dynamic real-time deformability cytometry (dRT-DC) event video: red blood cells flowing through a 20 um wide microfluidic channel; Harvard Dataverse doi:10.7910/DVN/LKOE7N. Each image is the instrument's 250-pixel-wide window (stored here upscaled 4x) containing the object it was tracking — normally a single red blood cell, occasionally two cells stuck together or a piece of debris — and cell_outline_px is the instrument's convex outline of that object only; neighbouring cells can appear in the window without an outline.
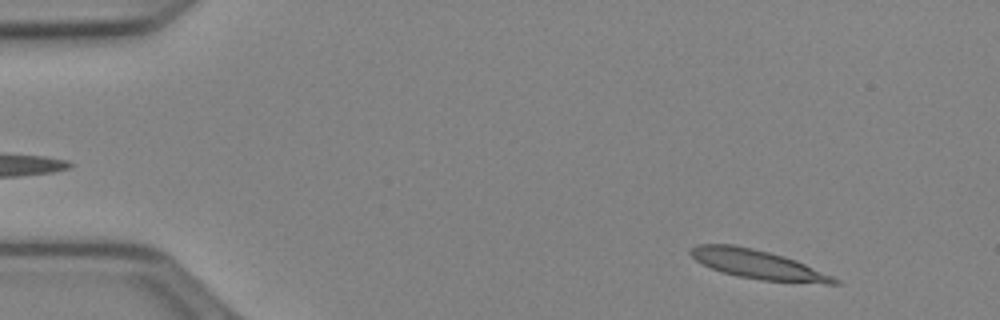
{"species": "Egyptian fruit bat (a non-hibernating species)", "species_latin": "Rousettus aegyptiacus", "temperature_condition": "cold", "stored_images_in_passage": 11, "camera_frame_rate_fps": 3000, "um_per_image_px": 0.085, "animal": {"sex": "female"}, "frame": {"image": 1, "passage_image": 4, "time_ms": 1.0, "image_size_px": [1000, 320], "cell_outline_px": [[840, 284], [828, 284], [764, 280], [736, 276], [720, 272], [696, 260], [688, 252], [696, 244], [732, 244], [752, 248], [784, 256], [796, 260], [832, 276], [840, 280]], "centroid_in_image_um": [64.41, 22.47], "position_along_channel_um": 20.6, "area_um2": 24.1}}